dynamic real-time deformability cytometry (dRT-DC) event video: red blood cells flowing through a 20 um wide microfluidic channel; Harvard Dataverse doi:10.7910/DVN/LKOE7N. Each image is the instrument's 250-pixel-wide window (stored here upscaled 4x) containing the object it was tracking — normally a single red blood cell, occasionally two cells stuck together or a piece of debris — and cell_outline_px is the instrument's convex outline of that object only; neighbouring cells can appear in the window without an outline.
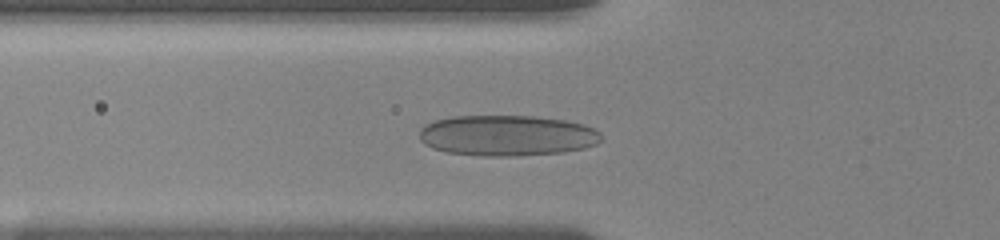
{"species": "human", "species_latin": "Homo sapiens", "temperature_condition": "room temperature", "stored_images_in_passage": 25, "camera_frame_rate_fps": 3000, "um_per_image_px": 0.085, "donor": {"sex": "female"}, "frame": {"image": 1, "passage_image": 15, "time_ms": 5.0, "image_size_px": [1000, 240], "cell_outline_px": [[600, 140], [596, 144], [584, 148], [564, 152], [516, 156], [480, 156], [448, 152], [432, 148], [424, 144], [420, 140], [420, 128], [424, 124], [436, 120], [452, 116], [536, 116], [564, 120], [584, 124], [596, 128], [600, 132]], "centroid_in_image_um": [43.1, 11.52], "position_along_channel_um": 82.7, "area_um2": 43.47}}
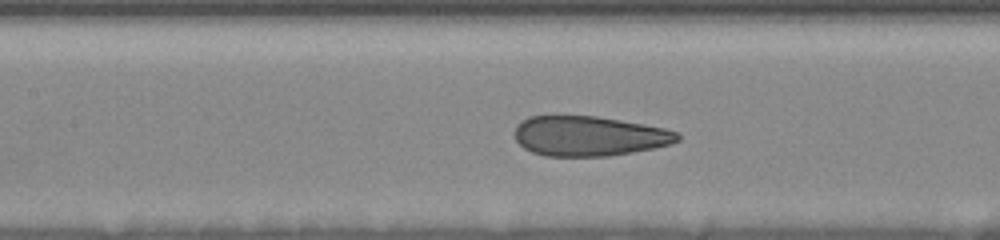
{"frame": {"image": 2, "passage_image": 21, "time_ms": 7.0, "image_size_px": [1000, 240], "cell_outline_px": [[680, 140], [672, 144], [632, 152], [608, 156], [544, 156], [532, 152], [524, 148], [516, 140], [512, 132], [516, 124], [520, 120], [528, 116], [552, 112], [596, 116], [644, 124], [664, 128], [680, 132]], "centroid_in_image_um": [49.97, 11.51], "position_along_channel_um": 157.4, "area_um2": 39.19}}
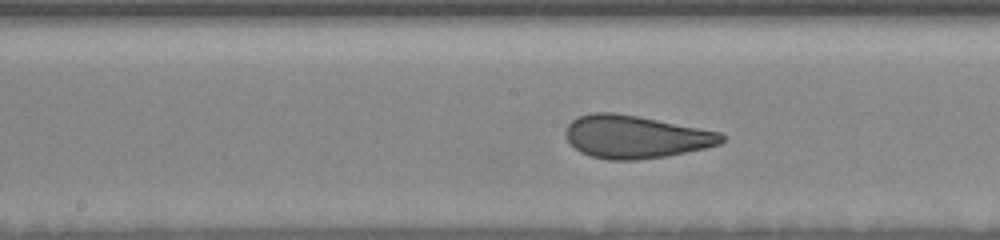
{"frame": {"image": 3, "passage_image": 24, "time_ms": 8.0, "image_size_px": [1000, 240], "cell_outline_px": [[724, 140], [720, 144], [704, 148], [668, 156], [636, 160], [608, 160], [592, 156], [580, 152], [568, 140], [564, 132], [568, 124], [572, 120], [580, 116], [592, 112], [616, 112], [720, 132], [724, 136]], "centroid_in_image_um": [54.0, 11.63], "position_along_channel_um": 194.2, "area_um2": 38.73}}